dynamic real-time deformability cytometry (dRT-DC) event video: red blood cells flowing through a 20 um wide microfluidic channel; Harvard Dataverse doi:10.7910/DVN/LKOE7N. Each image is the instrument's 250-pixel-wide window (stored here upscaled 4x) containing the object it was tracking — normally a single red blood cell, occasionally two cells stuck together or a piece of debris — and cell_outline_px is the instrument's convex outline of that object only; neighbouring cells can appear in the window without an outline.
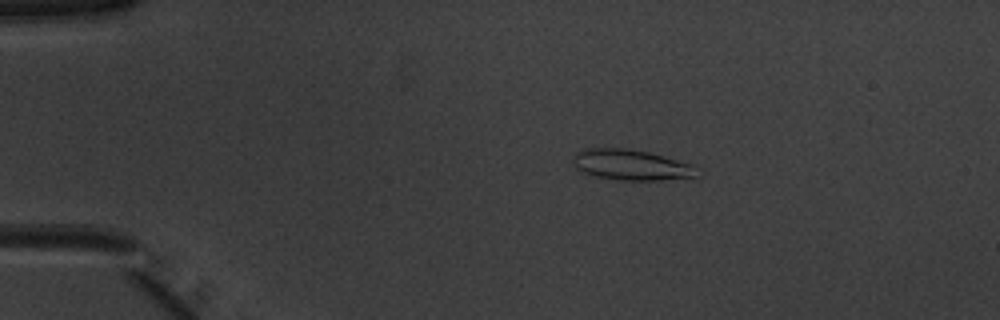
{"species": "common noctule bat (a hibernating species)", "species_latin": "Nyctalus noctula", "temperature_condition": "warm", "stored_images_in_passage": 51, "camera_frame_rate_fps": 3000, "um_per_image_px": 0.085, "animal": {"sex": "male", "body_mass_g": 20.1, "forearm_length_mm": 53.5}, "frame": {"image": 1, "passage_image": 10, "time_ms": 3.0, "image_size_px": [1000, 320], "cell_outline_px": [[704, 172], [700, 176], [660, 180], [624, 180], [596, 176], [580, 172], [572, 164], [572, 156], [576, 152], [588, 148], [628, 148], [648, 152], [692, 164]], "centroid_in_image_um": [53.67, 14.02], "position_along_channel_um": 31.3, "area_um2": 22.43}}
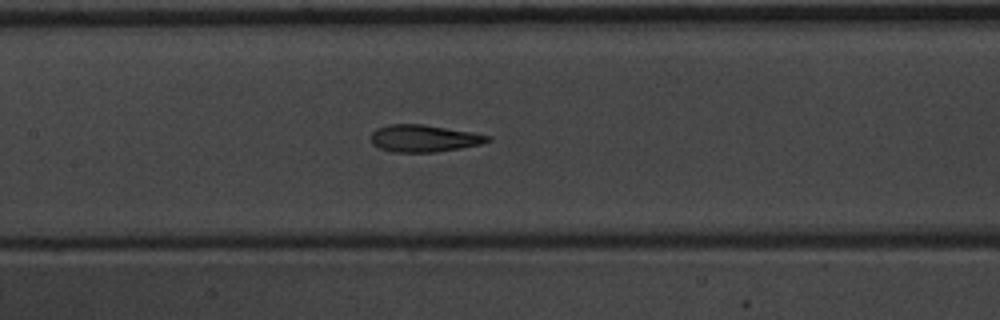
{"frame": {"image": 2, "passage_image": 25, "time_ms": 8.0, "image_size_px": [1000, 320], "cell_outline_px": [[492, 140], [480, 144], [460, 148], [436, 152], [392, 152], [380, 148], [372, 144], [372, 132], [376, 128], [388, 124], [424, 124], [472, 132], [492, 136]], "centroid_in_image_um": [36.04, 11.75], "position_along_channel_um": 171.4, "area_um2": 18.5}}
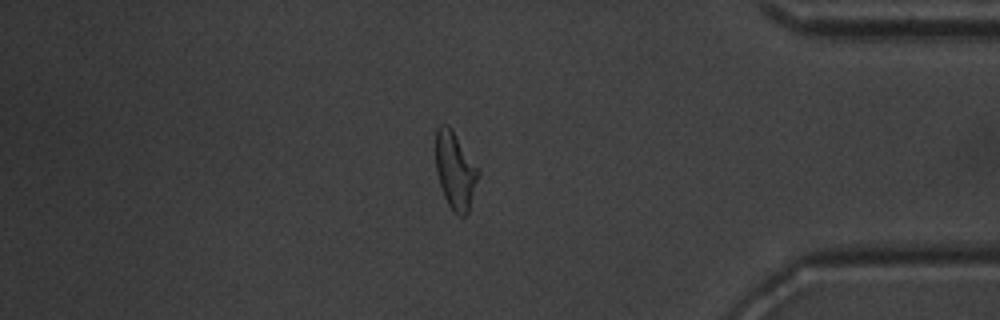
{"frame": {"image": 3, "passage_image": 44, "time_ms": 14.333, "image_size_px": [1000, 320], "cell_outline_px": [[480, 176], [468, 212], [464, 216], [460, 216], [448, 204], [444, 196], [436, 172], [436, 128], [440, 124], [448, 124], [452, 128], [480, 168]], "centroid_in_image_um": [38.72, 14.44], "position_along_channel_um": 396.5, "area_um2": 19.48}, "authors_computed_cell_mechanics": {"area_um2": 19.4786, "velocity_mm_per_s": 3.9717, "shape_relaxation_time_tau1_ms": 7.0232, "shape_relaxation_time_tau2_ms": 1.9282, "deformation_change_tau1": 0.2231, "deformation_change_tau2": 0.1103}}